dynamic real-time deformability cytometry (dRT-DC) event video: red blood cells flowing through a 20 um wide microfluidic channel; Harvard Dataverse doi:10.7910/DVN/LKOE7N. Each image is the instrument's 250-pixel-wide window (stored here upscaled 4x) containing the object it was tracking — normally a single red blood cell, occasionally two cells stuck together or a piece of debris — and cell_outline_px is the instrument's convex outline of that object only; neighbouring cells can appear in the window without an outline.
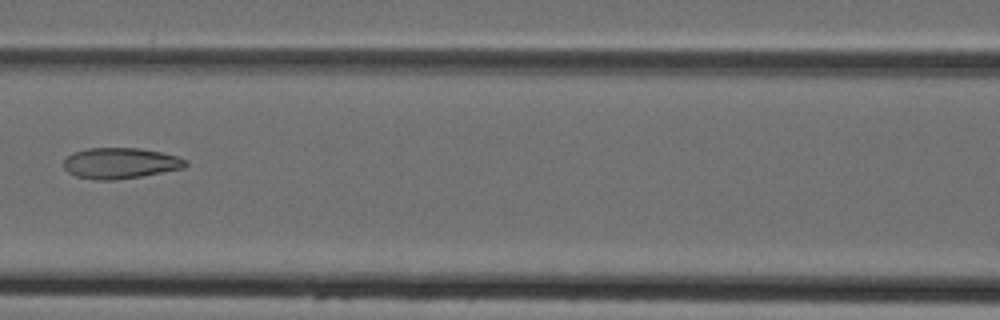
{"species": "Egyptian fruit bat (a non-hibernating species)", "species_latin": "Rousettus aegyptiacus", "temperature_condition": "cold", "stored_images_in_passage": 6, "camera_frame_rate_fps": 3000, "um_per_image_px": 0.085, "animal": {"sex": "female"}, "frame": {"image": 1, "passage_image": 6, "time_ms": 6.667, "image_size_px": [1000, 320], "cell_outline_px": [[188, 164], [184, 168], [140, 176], [116, 180], [96, 180], [76, 176], [68, 172], [64, 168], [64, 160], [68, 156], [76, 152], [88, 148], [140, 148], [160, 152], [176, 156], [188, 160]], "centroid_in_image_um": [10.24, 13.87], "position_along_channel_um": 156.4, "area_um2": 21.79}}